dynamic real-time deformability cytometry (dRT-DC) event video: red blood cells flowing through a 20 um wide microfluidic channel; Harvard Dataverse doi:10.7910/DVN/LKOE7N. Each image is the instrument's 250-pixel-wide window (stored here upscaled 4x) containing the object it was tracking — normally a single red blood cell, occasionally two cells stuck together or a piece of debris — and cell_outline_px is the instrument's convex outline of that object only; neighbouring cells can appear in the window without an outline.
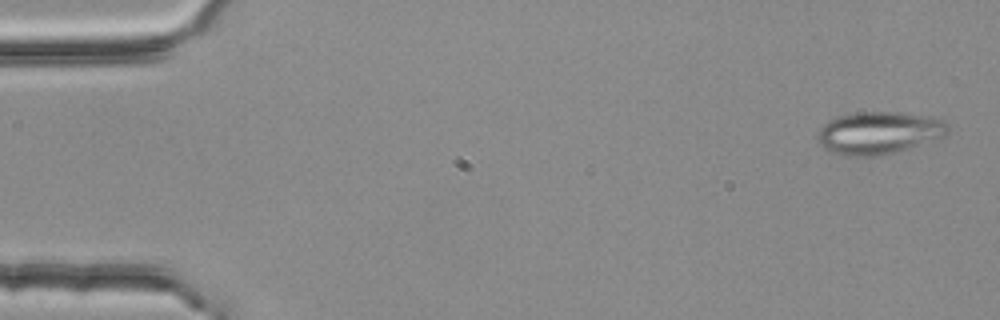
{"species": "common noctule bat (a hibernating species)", "species_latin": "Nyctalus noctula", "temperature_condition": "room temperature", "stored_images_in_passage": 5, "camera_frame_rate_fps": 3000, "um_per_image_px": 0.085, "animal": {"sex": "female", "body_mass_g": 25.1}, "frame": {"image": 1, "passage_image": 1, "time_ms": 0.0, "image_size_px": [1000, 320], "cell_outline_px": [[948, 132], [944, 136], [892, 152], [872, 156], [852, 156], [836, 152], [824, 148], [816, 140], [816, 132], [828, 120], [836, 116], [860, 112], [896, 112], [928, 116], [940, 120], [948, 124]], "centroid_in_image_um": [74.63, 11.27], "position_along_channel_um": 10.4, "area_um2": 31.62}}